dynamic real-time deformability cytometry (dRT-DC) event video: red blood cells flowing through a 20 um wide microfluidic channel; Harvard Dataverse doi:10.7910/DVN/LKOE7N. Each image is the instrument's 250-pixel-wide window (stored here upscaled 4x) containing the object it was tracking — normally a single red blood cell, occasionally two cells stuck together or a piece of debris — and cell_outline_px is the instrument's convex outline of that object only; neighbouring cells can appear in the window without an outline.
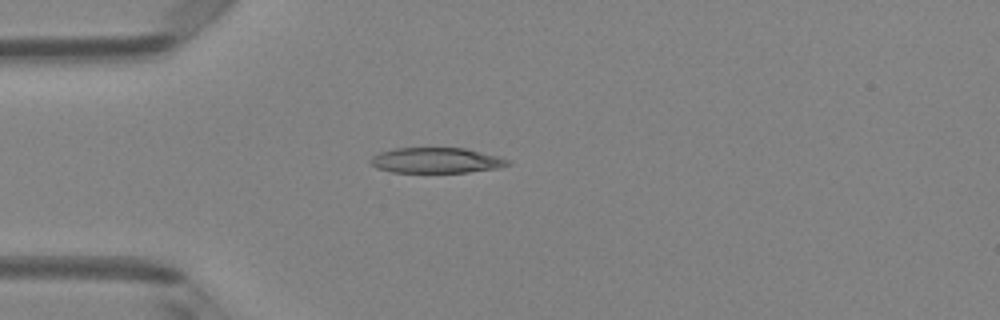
{"species": "Egyptian fruit bat (a non-hibernating species)", "species_latin": "Rousettus aegyptiacus", "temperature_condition": "room temperature", "stored_images_in_passage": 1, "camera_frame_rate_fps": 3000, "um_per_image_px": 0.085, "animal": {"sex": "female"}, "frame": {"image": 1, "passage_image": 1, "time_ms": 0.0, "image_size_px": [1000, 320], "cell_outline_px": [[512, 164], [496, 168], [468, 172], [392, 172], [376, 168], [368, 160], [372, 156], [380, 152], [396, 148], [464, 148], [512, 160]], "centroid_in_image_um": [37.06, 13.63], "position_along_channel_um": 47.9, "area_um2": 20.23}}